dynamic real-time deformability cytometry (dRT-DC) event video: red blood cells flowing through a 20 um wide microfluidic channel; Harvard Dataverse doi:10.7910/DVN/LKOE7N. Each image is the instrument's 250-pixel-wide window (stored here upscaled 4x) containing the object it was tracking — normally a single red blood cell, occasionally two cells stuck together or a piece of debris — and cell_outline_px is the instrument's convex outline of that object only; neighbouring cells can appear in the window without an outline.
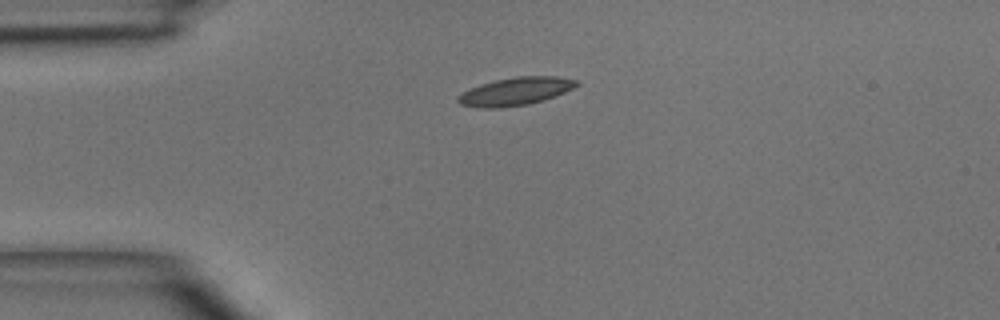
{"species": "common noctule bat (a hibernating species)", "species_latin": "Nyctalus noctula", "temperature_condition": "room temperature", "stored_images_in_passage": 2, "camera_frame_rate_fps": 3000, "um_per_image_px": 0.085, "animal": {"sex": "male", "body_mass_g": 15.6}, "frame": {"image": 1, "passage_image": 2, "time_ms": 1.333, "image_size_px": [1000, 320], "cell_outline_px": [[580, 84], [564, 92], [544, 100], [528, 104], [496, 108], [480, 108], [460, 104], [456, 100], [456, 96], [480, 84], [496, 80], [516, 76], [556, 76], [576, 80]], "centroid_in_image_um": [43.8, 7.77], "position_along_channel_um": 41.2, "area_um2": 19.13}}